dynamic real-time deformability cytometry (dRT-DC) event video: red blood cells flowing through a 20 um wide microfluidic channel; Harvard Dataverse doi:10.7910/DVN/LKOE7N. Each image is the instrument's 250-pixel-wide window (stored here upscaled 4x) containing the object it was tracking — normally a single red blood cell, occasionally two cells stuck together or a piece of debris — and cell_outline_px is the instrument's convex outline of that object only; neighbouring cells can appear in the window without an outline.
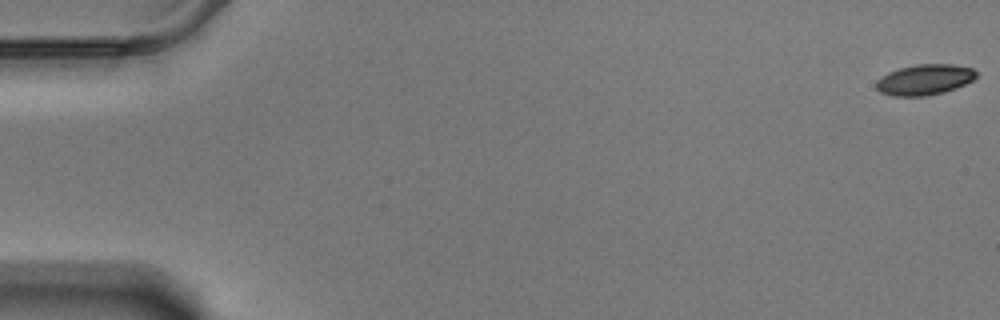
{"species": "Egyptian fruit bat (a non-hibernating species)", "species_latin": "Rousettus aegyptiacus", "temperature_condition": "warm", "stored_images_in_passage": 60, "camera_frame_rate_fps": 3000, "um_per_image_px": 0.085, "animal": {"sex": "male"}, "frame": {"image": 1, "passage_image": 1, "time_ms": 0.0, "image_size_px": [1000, 320], "cell_outline_px": [[976, 76], [972, 80], [956, 88], [944, 92], [924, 96], [892, 96], [880, 92], [876, 88], [876, 80], [888, 72], [900, 68], [916, 64], [952, 64], [972, 68], [976, 72]], "centroid_in_image_um": [78.56, 6.77], "position_along_channel_um": 6.4, "area_um2": 17.8}}
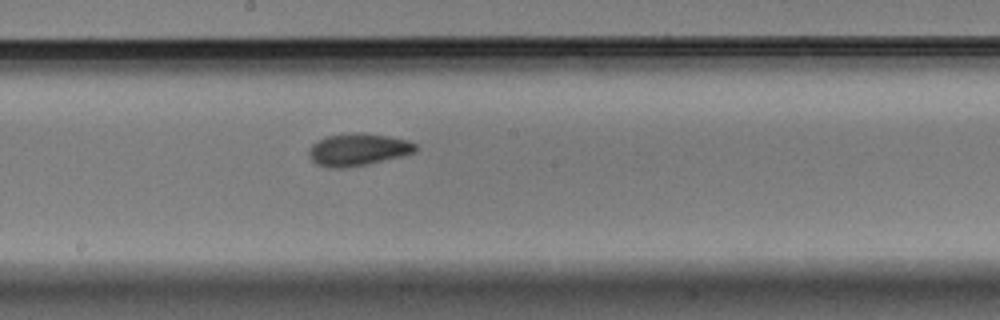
{"frame": {"image": 2, "passage_image": 33, "time_ms": 10.667, "image_size_px": [1000, 320], "cell_outline_px": [[416, 152], [404, 156], [368, 164], [348, 168], [328, 168], [316, 164], [308, 156], [308, 152], [312, 144], [328, 136], [356, 132], [360, 132], [388, 136], [408, 140], [416, 144]], "centroid_in_image_um": [30.44, 12.73], "position_along_channel_um": 217.8, "area_um2": 20.23}}
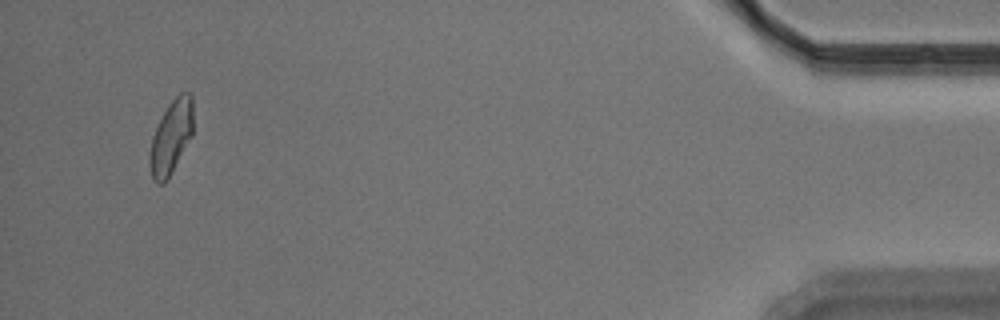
{"frame": {"image": 3, "passage_image": 57, "time_ms": 18.667, "image_size_px": [1000, 320], "cell_outline_px": [[192, 136], [168, 180], [164, 184], [156, 184], [152, 180], [148, 160], [152, 136], [168, 104], [180, 92], [192, 92]], "centroid_in_image_um": [14.53, 11.7], "position_along_channel_um": 420.7, "area_um2": 18.84}, "authors_computed_cell_mechanics": {"area_um2": 18.8428, "velocity_mm_per_s": 3.4631, "shape_relaxation_time_tau1_ms": 3.9166, "shape_relaxation_time_tau2_ms": 2.7344, "deformation_change_tau1": 0.1091, "deformation_change_tau2": 0.0761}}